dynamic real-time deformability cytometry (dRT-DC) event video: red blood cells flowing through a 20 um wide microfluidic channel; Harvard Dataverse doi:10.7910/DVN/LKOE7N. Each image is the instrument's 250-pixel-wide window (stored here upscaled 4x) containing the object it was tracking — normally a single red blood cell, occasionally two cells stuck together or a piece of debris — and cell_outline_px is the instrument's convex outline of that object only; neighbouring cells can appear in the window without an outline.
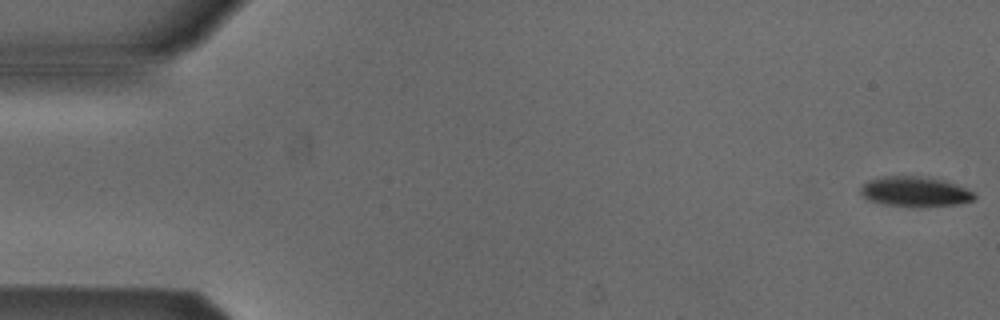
{"species": "Egyptian fruit bat (a non-hibernating species)", "species_latin": "Rousettus aegyptiacus", "temperature_condition": "cold", "stored_images_in_passage": 4, "camera_frame_rate_fps": 3000, "um_per_image_px": 0.085, "animal": {"sex": "male"}, "frame": {"image": 1, "passage_image": 1, "time_ms": 0.0, "image_size_px": [1000, 320], "cell_outline_px": [[976, 196], [972, 200], [956, 204], [920, 208], [912, 208], [880, 204], [864, 196], [860, 192], [860, 188], [868, 180], [880, 176], [920, 176], [944, 180], [968, 188], [976, 192]], "centroid_in_image_um": [77.8, 16.3], "position_along_channel_um": 7.2, "area_um2": 20.35}}
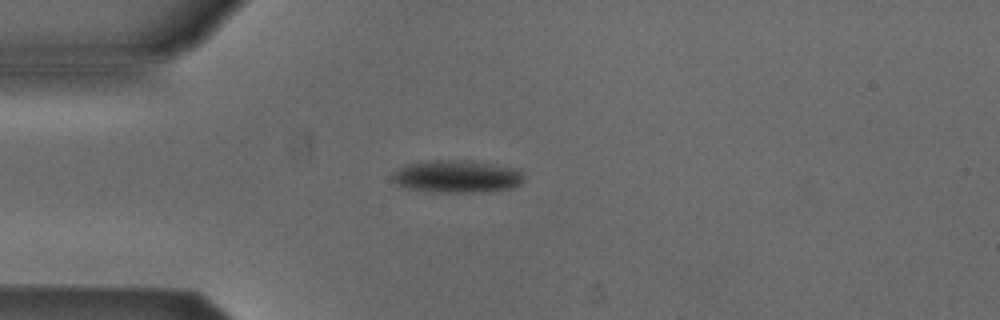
{"frame": {"image": 2, "passage_image": 4, "time_ms": 4.333, "image_size_px": [1000, 320], "cell_outline_px": [[524, 180], [520, 184], [508, 188], [484, 192], [432, 192], [408, 188], [396, 184], [392, 180], [392, 172], [404, 164], [428, 160], [460, 160], [520, 168], [524, 176]], "centroid_in_image_um": [38.81, 14.99], "position_along_channel_um": 46.2, "area_um2": 25.09}}